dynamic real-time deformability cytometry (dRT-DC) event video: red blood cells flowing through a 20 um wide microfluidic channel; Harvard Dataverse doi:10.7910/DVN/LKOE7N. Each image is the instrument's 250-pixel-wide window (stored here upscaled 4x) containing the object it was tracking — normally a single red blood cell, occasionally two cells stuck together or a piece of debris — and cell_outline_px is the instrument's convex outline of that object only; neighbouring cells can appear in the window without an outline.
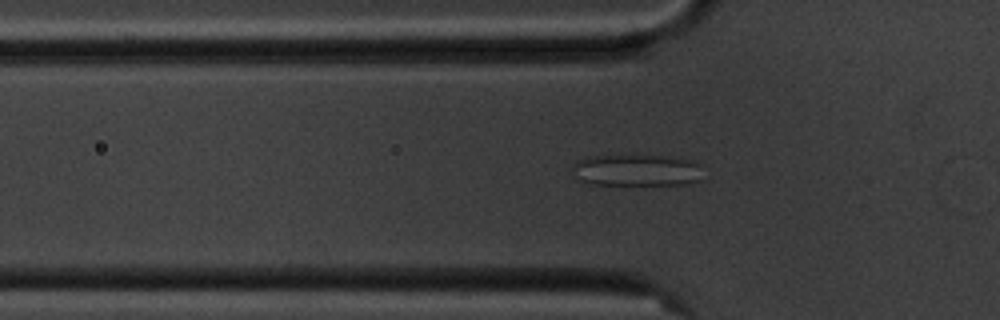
{"species": "common noctule bat (a hibernating species)", "species_latin": "Nyctalus noctula", "temperature_condition": "cold", "stored_images_in_passage": 38, "camera_frame_rate_fps": 3000, "um_per_image_px": 0.085, "animal": {"sex": "male", "body_mass_g": 20.1, "forearm_length_mm": 53.5}, "frame": {"image": 1, "passage_image": 2, "time_ms": 0.333, "image_size_px": [1000, 320], "cell_outline_px": [[700, 180], [688, 184], [592, 184], [576, 180], [572, 168], [572, 164], [576, 160], [588, 156], [672, 156], [696, 160], [700, 164]], "centroid_in_image_um": [54.1, 14.46], "position_along_channel_um": 71.7, "area_um2": 24.33}}
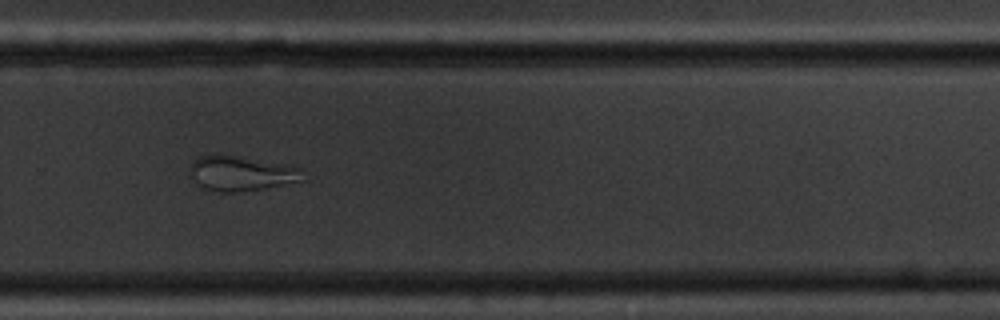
{"frame": {"image": 2, "passage_image": 22, "time_ms": 7.0, "image_size_px": [1000, 320], "cell_outline_px": [[304, 180], [244, 192], [216, 192], [200, 188], [188, 172], [188, 168], [200, 156], [224, 152], [288, 164], [304, 168]], "centroid_in_image_um": [20.51, 14.71], "position_along_channel_um": 309.3, "area_um2": 24.04}}
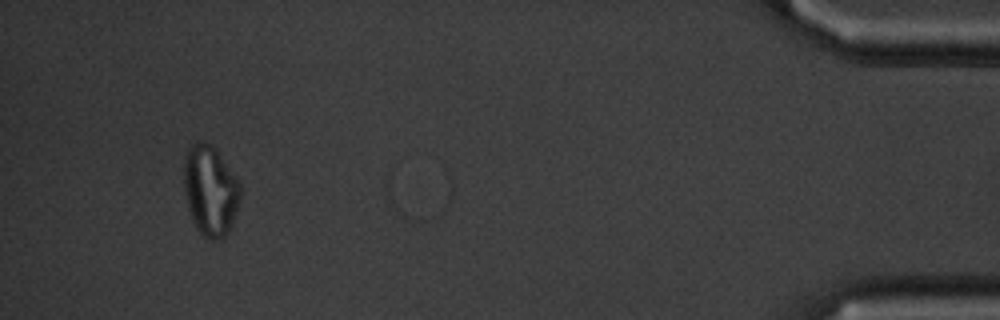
{"frame": {"image": 3, "passage_image": 37, "time_ms": 12.0, "image_size_px": [1000, 320], "cell_outline_px": [[240, 196], [232, 224], [228, 232], [220, 240], [208, 240], [196, 228], [188, 208], [184, 188], [184, 156], [188, 148], [196, 140], [204, 140], [216, 152], [240, 184]], "centroid_in_image_um": [17.84, 16.22], "position_along_channel_um": 417.4, "area_um2": 29.19}, "authors_computed_cell_mechanics": {"area_um2": 22.542, "velocity_mm_per_s": 3.5659, "shape_relaxation_time_tau1_ms": null, "shape_relaxation_time_tau2_ms": 2.125, "deformation_change_tau1": null, "deformation_change_tau2": 0.0979}}